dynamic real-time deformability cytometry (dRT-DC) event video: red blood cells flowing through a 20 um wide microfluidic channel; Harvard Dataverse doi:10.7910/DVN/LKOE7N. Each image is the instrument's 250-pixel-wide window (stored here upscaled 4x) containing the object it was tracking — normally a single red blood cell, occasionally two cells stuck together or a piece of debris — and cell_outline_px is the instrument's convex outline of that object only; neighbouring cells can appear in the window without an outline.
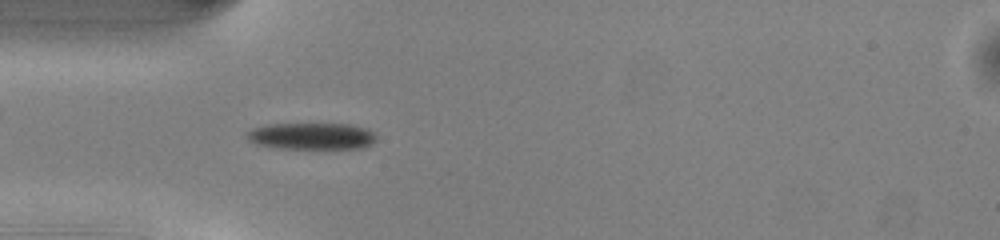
{"species": "common noctule bat (a hibernating species)", "species_latin": "Nyctalus noctula", "temperature_condition": "warm", "stored_images_in_passage": 49, "camera_frame_rate_fps": 3000, "um_per_image_px": 0.085, "animal": {"sex": "male", "body_mass_g": 13.0, "forearm_length_mm": 53.1}, "frame": {"image": 1, "passage_image": 14, "time_ms": 4.333, "image_size_px": [1000, 240], "cell_outline_px": [[376, 140], [360, 148], [276, 148], [256, 144], [248, 136], [248, 132], [256, 128], [272, 124], [352, 124], [368, 128], [376, 136]], "centroid_in_image_um": [26.55, 11.56], "position_along_channel_um": 58.4, "area_um2": 19.71}}
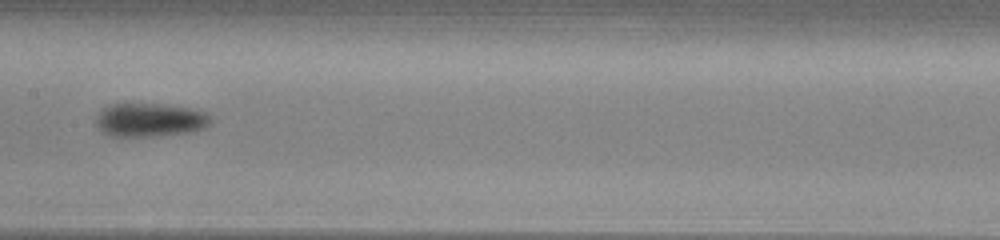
{"frame": {"image": 2, "passage_image": 24, "time_ms": 7.667, "image_size_px": [1000, 240], "cell_outline_px": [[212, 124], [204, 128], [192, 132], [160, 136], [112, 136], [104, 132], [96, 124], [96, 120], [100, 112], [104, 108], [112, 104], [156, 104], [188, 108], [204, 112], [212, 120]], "centroid_in_image_um": [12.78, 10.21], "position_along_channel_um": 194.6, "area_um2": 22.2}}
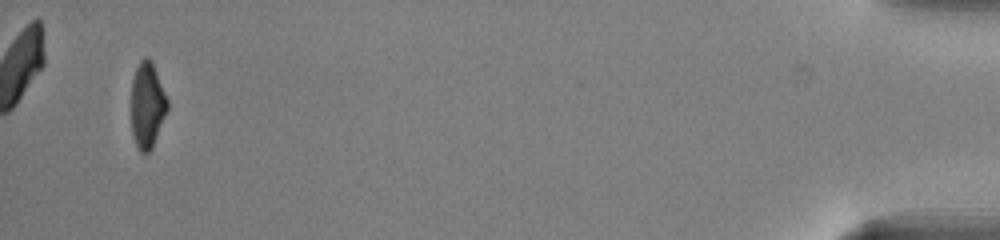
{"frame": {"image": 3, "passage_image": 47, "time_ms": 15.333, "image_size_px": [1000, 240], "cell_outline_px": [[168, 108], [152, 148], [148, 152], [140, 152], [136, 144], [132, 132], [132, 80], [136, 68], [140, 60], [144, 56], [148, 56], [152, 60], [168, 100]], "centroid_in_image_um": [12.52, 8.89], "position_along_channel_um": 422.7, "area_um2": 17.98}, "authors_computed_cell_mechanics": {"area_um2": 19.7098, "velocity_mm_per_s": 4.1611, "shape_relaxation_time_tau1_ms": 2.6649, "shape_relaxation_time_tau2_ms": null, "deformation_change_tau1": 0.144, "deformation_change_tau2": null}}